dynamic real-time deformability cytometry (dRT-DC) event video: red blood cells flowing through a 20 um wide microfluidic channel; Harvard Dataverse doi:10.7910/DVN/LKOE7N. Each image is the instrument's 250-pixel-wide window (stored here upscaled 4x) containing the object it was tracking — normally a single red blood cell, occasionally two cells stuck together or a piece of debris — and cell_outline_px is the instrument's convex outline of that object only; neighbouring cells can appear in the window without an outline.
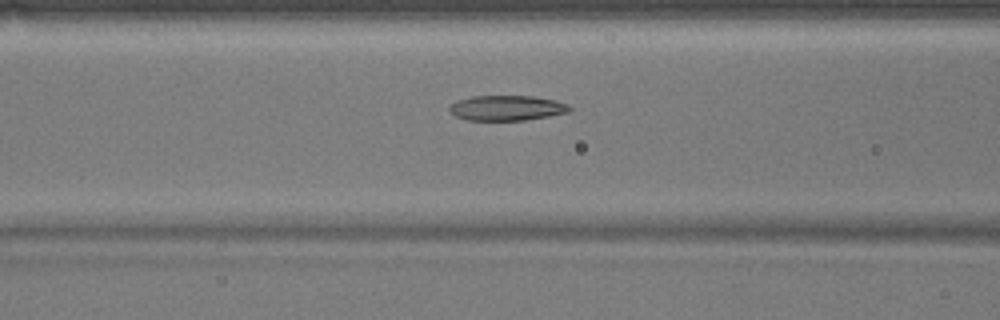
{"species": "common noctule bat (a hibernating species)", "species_latin": "Nyctalus noctula", "temperature_condition": "warm", "stored_images_in_passage": 41, "camera_frame_rate_fps": 3000, "um_per_image_px": 0.085, "animal": {"sex": "male", "body_mass_g": 17.9}, "frame": {"image": 1, "passage_image": 10, "time_ms": 3.0, "image_size_px": [1000, 320], "cell_outline_px": [[572, 108], [568, 112], [548, 116], [524, 120], [468, 120], [456, 116], [448, 112], [448, 108], [456, 100], [472, 96], [532, 96], [556, 100], [568, 104]], "centroid_in_image_um": [43.06, 9.17], "position_along_channel_um": 123.5, "area_um2": 17.63}}
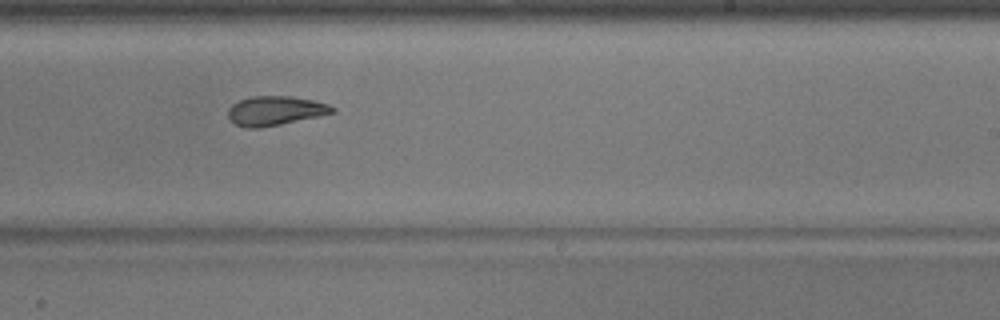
{"frame": {"image": 2, "passage_image": 21, "time_ms": 6.667, "image_size_px": [1000, 320], "cell_outline_px": [[336, 112], [320, 116], [260, 128], [244, 128], [236, 124], [228, 116], [228, 108], [232, 104], [240, 100], [252, 96], [292, 96], [312, 100], [328, 104], [336, 108]], "centroid_in_image_um": [23.4, 9.41], "position_along_channel_um": 265.6, "area_um2": 17.8}}
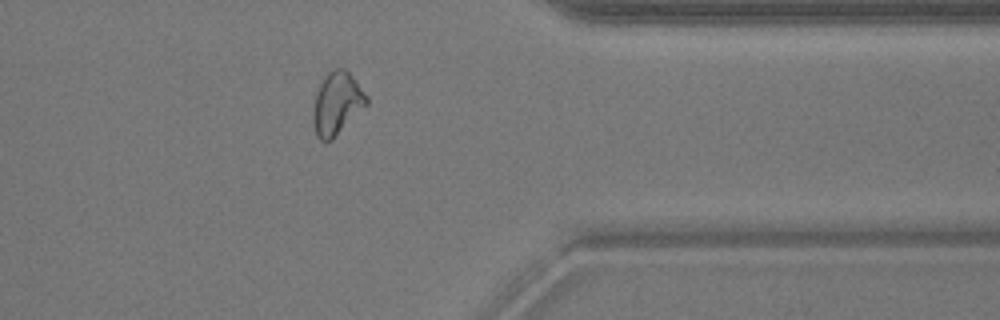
{"frame": {"image": 3, "passage_image": 31, "time_ms": 10.0, "image_size_px": [1000, 320], "cell_outline_px": [[368, 104], [328, 144], [320, 140], [316, 136], [312, 120], [312, 112], [316, 92], [324, 76], [328, 72], [336, 68], [344, 68], [352, 76], [368, 96]], "centroid_in_image_um": [28.62, 8.83], "position_along_channel_um": 382.8, "area_um2": 19.71}, "authors_computed_cell_mechanics": {"area_um2": 18.6694, "velocity_mm_per_s": 3.882, "shape_relaxation_time_tau1_ms": null, "shape_relaxation_time_tau2_ms": 2.9697, "deformation_change_tau1": null, "deformation_change_tau2": 0.0975}}